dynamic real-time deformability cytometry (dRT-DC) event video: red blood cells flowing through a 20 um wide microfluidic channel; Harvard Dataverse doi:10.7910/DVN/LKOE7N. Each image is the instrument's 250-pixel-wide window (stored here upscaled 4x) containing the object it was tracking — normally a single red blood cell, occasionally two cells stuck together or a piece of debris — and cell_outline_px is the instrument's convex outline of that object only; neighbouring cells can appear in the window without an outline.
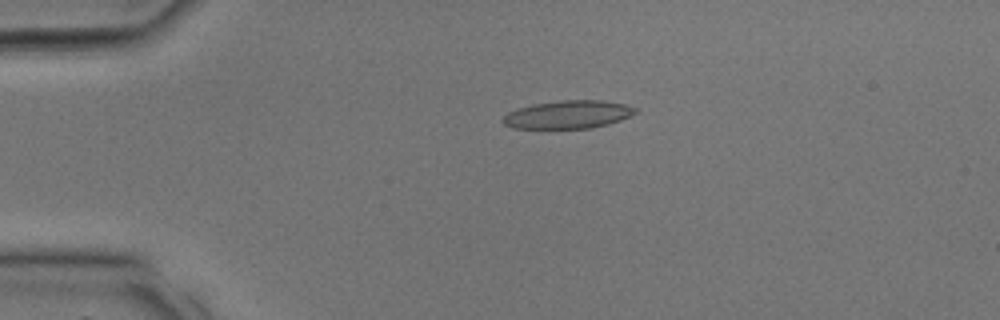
{"species": "common noctule bat (a hibernating species)", "species_latin": "Nyctalus noctula", "temperature_condition": "room temperature", "stored_images_in_passage": 31, "camera_frame_rate_fps": 3000, "um_per_image_px": 0.085, "animal": {"sex": "male", "body_mass_g": 17.9, "forearm_length_mm": 54.2}, "frame": {"image": 1, "passage_image": 7, "time_ms": 2.0, "image_size_px": [1000, 320], "cell_outline_px": [[636, 112], [620, 120], [608, 124], [592, 128], [512, 128], [504, 124], [500, 120], [508, 112], [516, 108], [532, 104], [560, 100], [600, 100], [624, 104], [636, 108]], "centroid_in_image_um": [48.23, 9.73], "position_along_channel_um": 36.8, "area_um2": 21.62}}
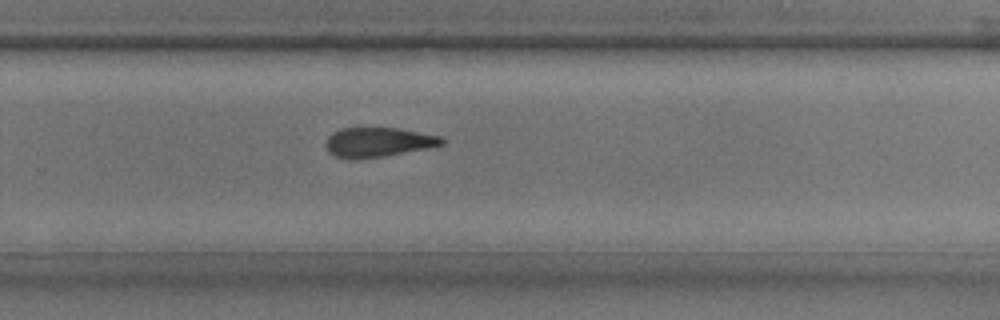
{"frame": {"image": 2, "passage_image": 21, "time_ms": 6.667, "image_size_px": [1000, 320], "cell_outline_px": [[448, 140], [444, 144], [428, 148], [384, 156], [356, 160], [348, 160], [336, 156], [328, 152], [328, 136], [332, 132], [340, 128], [400, 128], [440, 136]], "centroid_in_image_um": [32.17, 12.09], "position_along_channel_um": 297.6, "area_um2": 20.11}}
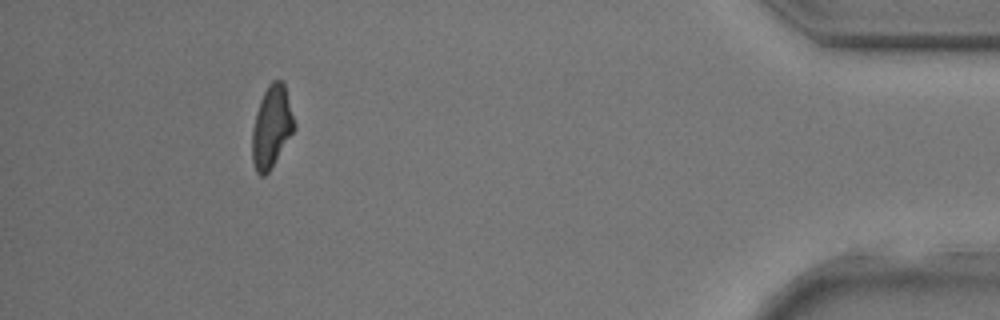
{"frame": {"image": 3, "passage_image": 29, "time_ms": 9.333, "image_size_px": [1000, 320], "cell_outline_px": [[296, 128], [268, 172], [264, 176], [260, 176], [256, 172], [252, 160], [252, 128], [256, 112], [260, 100], [268, 84], [272, 80], [284, 80], [296, 124]], "centroid_in_image_um": [23.09, 10.74], "position_along_channel_um": 412.1, "area_um2": 20.29}}